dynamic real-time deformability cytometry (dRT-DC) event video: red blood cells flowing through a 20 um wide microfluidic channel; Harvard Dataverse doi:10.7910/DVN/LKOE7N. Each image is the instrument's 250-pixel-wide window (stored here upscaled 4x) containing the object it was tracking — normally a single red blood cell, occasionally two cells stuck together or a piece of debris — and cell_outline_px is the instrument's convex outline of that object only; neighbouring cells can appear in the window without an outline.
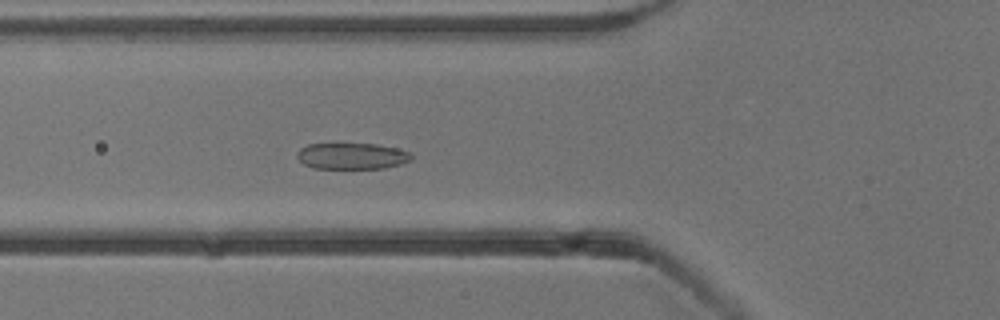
{"species": "common noctule bat (a hibernating species)", "species_latin": "Nyctalus noctula", "temperature_condition": "cold", "stored_images_in_passage": 55, "camera_frame_rate_fps": 3000, "um_per_image_px": 0.085, "animal": {"sex": "male", "body_mass_g": 13.3}, "frame": {"image": 1, "passage_image": 21, "time_ms": 6.667, "image_size_px": [1000, 320], "cell_outline_px": [[412, 160], [400, 164], [384, 168], [312, 168], [304, 164], [296, 156], [296, 152], [300, 148], [308, 144], [376, 144], [396, 148], [412, 152]], "centroid_in_image_um": [29.92, 13.26], "position_along_channel_um": 95.9, "area_um2": 17.51}}
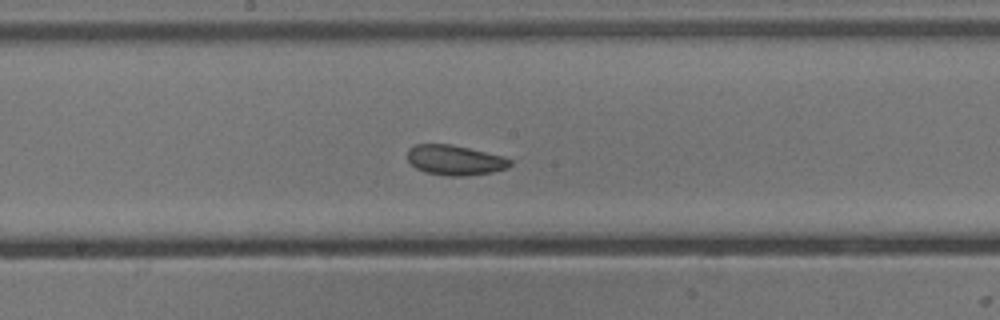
{"frame": {"image": 2, "passage_image": 30, "time_ms": 9.667, "image_size_px": [1000, 320], "cell_outline_px": [[512, 164], [508, 168], [492, 172], [468, 176], [448, 176], [424, 172], [416, 168], [408, 160], [408, 148], [416, 144], [448, 144], [468, 148], [504, 156], [512, 160]], "centroid_in_image_um": [38.69, 13.62], "position_along_channel_um": 209.5, "area_um2": 18.03}}
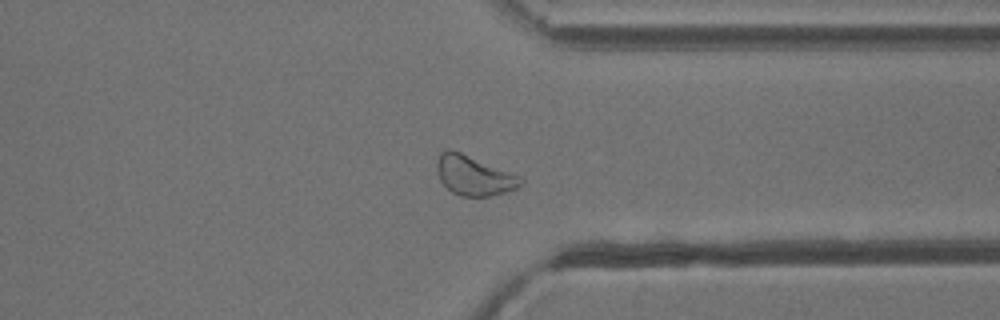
{"frame": {"image": 3, "passage_image": 43, "time_ms": 14.0, "image_size_px": [1000, 320], "cell_outline_px": [[524, 180], [516, 188], [492, 196], [460, 196], [452, 192], [440, 180], [436, 172], [436, 160], [440, 152], [448, 148], [452, 148], [524, 176]], "centroid_in_image_um": [40.28, 14.88], "position_along_channel_um": 371.1, "area_um2": 19.94}, "authors_computed_cell_mechanics": {"area_um2": 20.0566, "velocity_mm_per_s": 3.767, "shape_relaxation_time_tau1_ms": 3.1715, "shape_relaxation_time_tau2_ms": 2.2564, "deformation_change_tau1": 0.0823, "deformation_change_tau2": 0.0636}}